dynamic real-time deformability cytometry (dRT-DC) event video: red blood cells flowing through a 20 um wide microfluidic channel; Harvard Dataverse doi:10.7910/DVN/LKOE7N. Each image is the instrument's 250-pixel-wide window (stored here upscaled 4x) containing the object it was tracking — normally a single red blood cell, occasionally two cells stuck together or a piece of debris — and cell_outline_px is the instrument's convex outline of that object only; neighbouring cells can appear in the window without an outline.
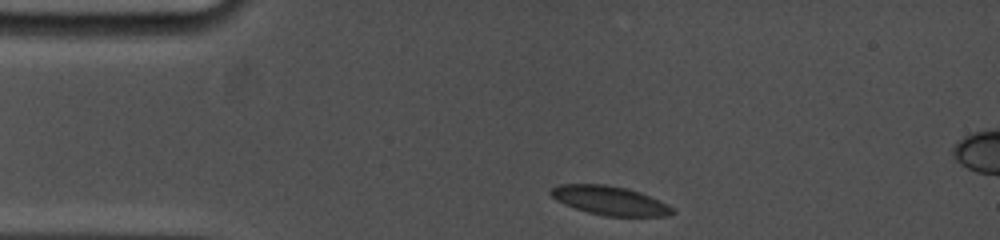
{"species": "common noctule bat (a hibernating species)", "species_latin": "Nyctalus noctula", "temperature_condition": "cold", "stored_images_in_passage": 7, "camera_frame_rate_fps": 5000, "um_per_image_px": 0.085, "animal": {"sex": "female", "body_mass_g": 19.0, "forearm_length_mm": 53.3}, "frame": {"image": 1, "passage_image": 1, "time_ms": 0.0, "image_size_px": [1000, 240], "cell_outline_px": [[676, 212], [668, 216], [604, 216], [588, 212], [564, 204], [556, 200], [548, 192], [552, 188], [560, 184], [604, 184], [628, 188], [640, 192], [668, 204], [676, 208]], "centroid_in_image_um": [51.87, 17.05], "position_along_channel_um": 33.1, "area_um2": 20.63}}
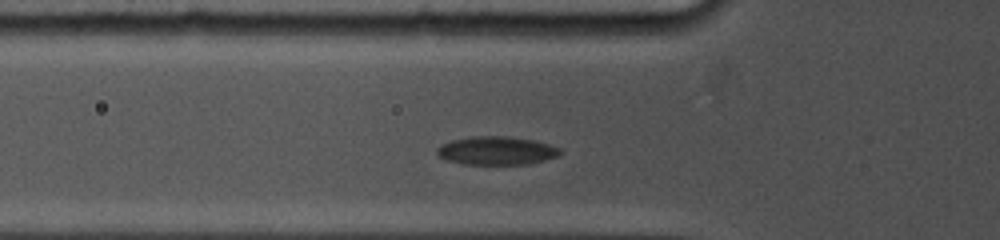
{"frame": {"image": 2, "passage_image": 6, "time_ms": 2.4, "image_size_px": [1000, 240], "cell_outline_px": [[564, 152], [560, 156], [528, 164], [464, 164], [448, 160], [440, 156], [436, 152], [436, 148], [440, 144], [452, 140], [472, 136], [508, 136], [536, 140], [560, 148]], "centroid_in_image_um": [42.24, 12.8], "position_along_channel_um": 83.6, "area_um2": 20.52}}